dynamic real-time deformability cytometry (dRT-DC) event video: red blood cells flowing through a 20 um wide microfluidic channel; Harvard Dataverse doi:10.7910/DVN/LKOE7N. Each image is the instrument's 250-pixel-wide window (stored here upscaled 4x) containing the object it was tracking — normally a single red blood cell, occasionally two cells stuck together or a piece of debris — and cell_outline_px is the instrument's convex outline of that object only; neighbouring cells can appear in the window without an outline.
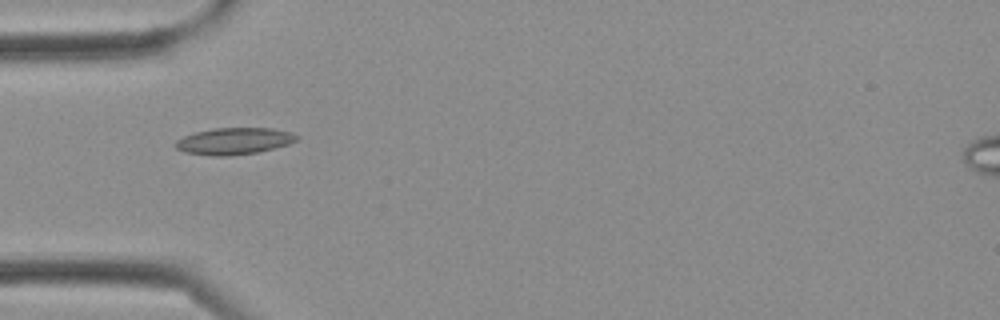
{"species": "Egyptian fruit bat (a non-hibernating species)", "species_latin": "Rousettus aegyptiacus", "temperature_condition": "cold", "stored_images_in_passage": 2, "camera_frame_rate_fps": 3000, "um_per_image_px": 0.085, "frame": {"image": 1, "passage_image": 2, "time_ms": 0.333, "image_size_px": [1000, 320], "cell_outline_px": [[300, 136], [296, 140], [288, 144], [256, 152], [228, 156], [212, 156], [184, 152], [176, 148], [172, 144], [176, 140], [184, 136], [196, 132], [212, 128], [272, 128], [288, 132]], "centroid_in_image_um": [19.83, 11.99], "position_along_channel_um": 65.2, "area_um2": 18.79}}